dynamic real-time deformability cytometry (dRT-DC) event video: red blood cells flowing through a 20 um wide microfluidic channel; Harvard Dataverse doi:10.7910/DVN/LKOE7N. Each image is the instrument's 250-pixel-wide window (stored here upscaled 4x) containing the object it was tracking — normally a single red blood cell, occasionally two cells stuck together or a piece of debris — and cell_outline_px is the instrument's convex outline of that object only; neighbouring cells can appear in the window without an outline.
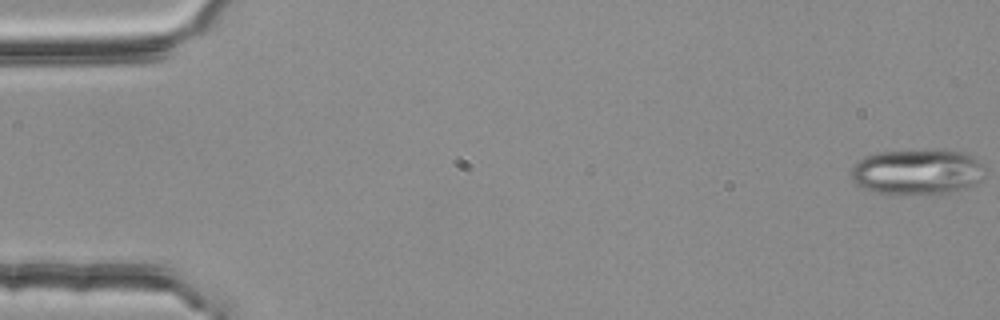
{"species": "common noctule bat (a hibernating species)", "species_latin": "Nyctalus noctula", "temperature_condition": "room temperature", "stored_images_in_passage": 55, "camera_frame_rate_fps": 3000, "um_per_image_px": 0.085, "animal": {"sex": "female", "body_mass_g": 25.1}, "frame": {"image": 1, "passage_image": 1, "time_ms": 0.0, "image_size_px": [1000, 320], "cell_outline_px": [[984, 168], [980, 180], [976, 184], [952, 192], [936, 196], [932, 196], [880, 192], [868, 188], [852, 180], [852, 164], [856, 160], [864, 156], [876, 152], [940, 148], [964, 152], [980, 160]], "centroid_in_image_um": [78.01, 14.58], "position_along_channel_um": 7.0, "area_um2": 36.3}}
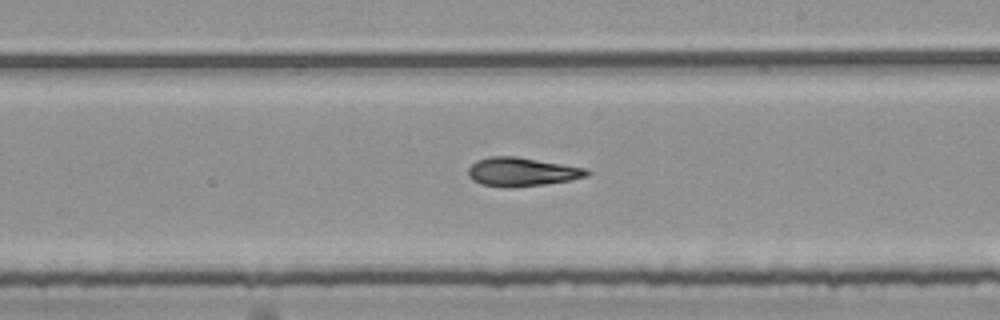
{"frame": {"image": 2, "passage_image": 32, "time_ms": 10.333, "image_size_px": [1000, 320], "cell_outline_px": [[592, 172], [588, 176], [568, 180], [544, 184], [480, 184], [472, 180], [468, 176], [468, 168], [476, 160], [488, 156], [516, 156], [588, 168]], "centroid_in_image_um": [44.39, 14.54], "position_along_channel_um": 244.6, "area_um2": 19.13}}
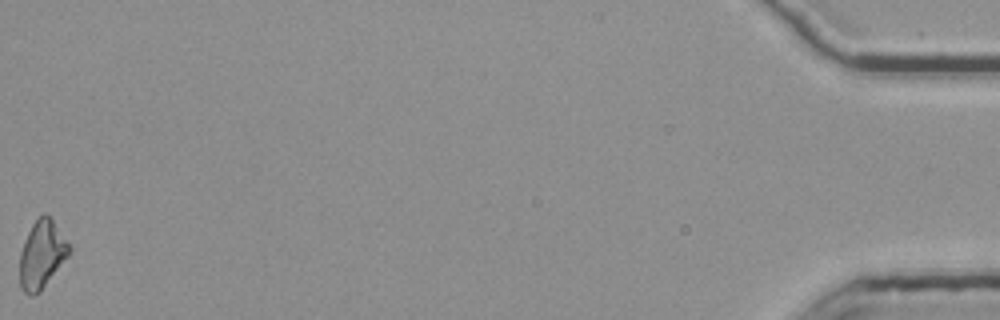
{"frame": {"image": 3, "passage_image": 55, "time_ms": 18.0, "image_size_px": [1000, 320], "cell_outline_px": [[72, 248], [68, 256], [40, 292], [32, 296], [28, 296], [20, 288], [20, 252], [24, 240], [32, 224], [44, 212], [52, 220]], "centroid_in_image_um": [3.54, 21.67], "position_along_channel_um": 431.7, "area_um2": 19.42}, "authors_computed_cell_mechanics": {"area_um2": 19.652, "velocity_mm_per_s": 3.7823, "shape_relaxation_time_tau1_ms": null, "shape_relaxation_time_tau2_ms": 3.813, "deformation_change_tau1": null, "deformation_change_tau2": 0.1099}}